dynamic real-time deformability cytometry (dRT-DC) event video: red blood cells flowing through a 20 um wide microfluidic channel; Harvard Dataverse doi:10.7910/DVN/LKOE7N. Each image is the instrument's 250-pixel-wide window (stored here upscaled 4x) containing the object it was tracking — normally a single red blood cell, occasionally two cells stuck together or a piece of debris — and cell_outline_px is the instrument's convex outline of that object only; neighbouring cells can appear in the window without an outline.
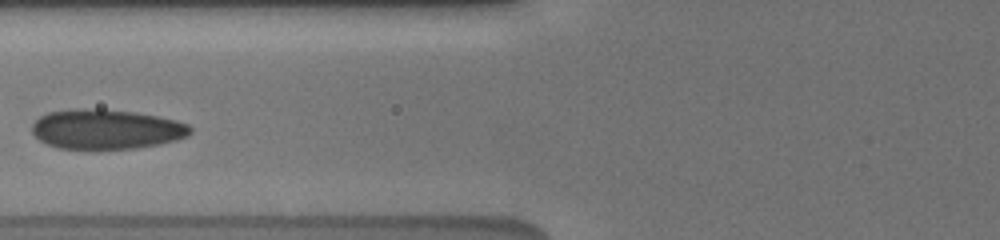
{"species": "human", "species_latin": "Homo sapiens", "temperature_condition": "cold", "stored_images_in_passage": 12, "camera_frame_rate_fps": 3000, "um_per_image_px": 0.085, "donor": {"sex": "male"}, "frame": {"image": 1, "passage_image": 9, "time_ms": 4.333, "image_size_px": [1000, 240], "cell_outline_px": [[192, 132], [188, 136], [176, 140], [160, 144], [136, 148], [96, 152], [56, 148], [40, 140], [32, 132], [32, 124], [40, 116], [48, 112], [76, 108], [100, 108], [136, 112], [176, 120], [188, 124], [192, 128]], "centroid_in_image_um": [9.02, 11.02], "position_along_channel_um": 116.8, "area_um2": 37.92}}